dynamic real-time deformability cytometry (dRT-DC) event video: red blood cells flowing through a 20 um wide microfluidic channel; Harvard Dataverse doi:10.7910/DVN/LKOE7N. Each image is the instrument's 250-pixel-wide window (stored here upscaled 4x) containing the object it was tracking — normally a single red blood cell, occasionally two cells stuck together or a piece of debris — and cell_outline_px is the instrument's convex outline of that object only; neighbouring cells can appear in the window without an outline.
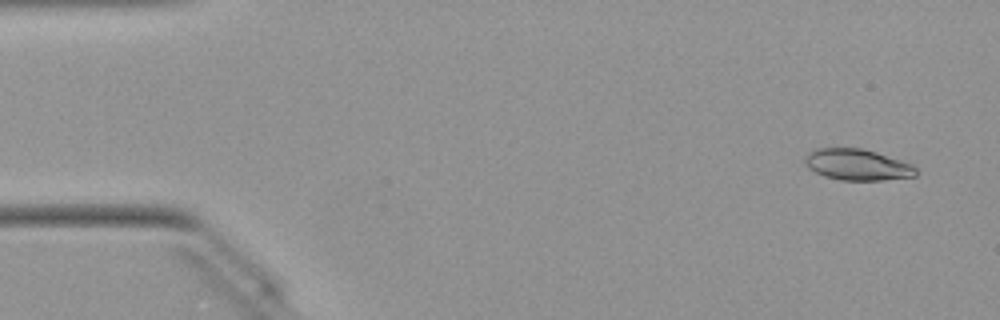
{"species": "Egyptian fruit bat (a non-hibernating species)", "species_latin": "Rousettus aegyptiacus", "temperature_condition": "warm", "stored_images_in_passage": 50, "camera_frame_rate_fps": 3000, "um_per_image_px": 0.085, "animal": {"sex": "female"}, "frame": {"image": 1, "passage_image": 3, "time_ms": 0.667, "image_size_px": [1000, 320], "cell_outline_px": [[916, 176], [884, 180], [840, 180], [824, 176], [808, 168], [804, 164], [804, 160], [808, 152], [816, 148], [860, 148], [876, 152], [912, 164], [916, 168]], "centroid_in_image_um": [72.85, 14.0], "position_along_channel_um": 12.2, "area_um2": 20.17}}
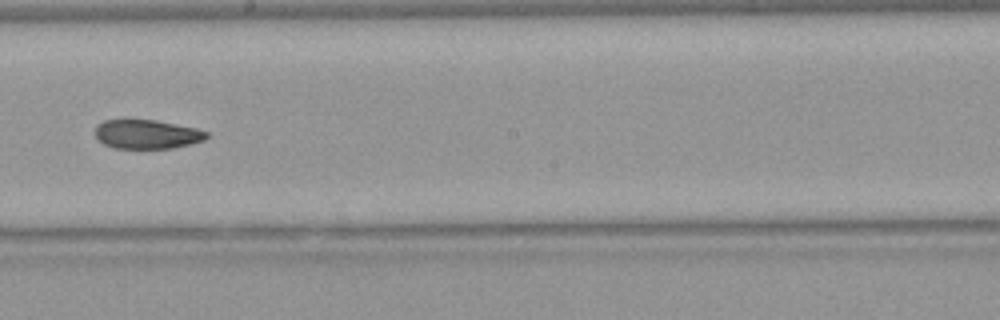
{"frame": {"image": 2, "passage_image": 28, "time_ms": 9.0, "image_size_px": [1000, 320], "cell_outline_px": [[208, 136], [204, 140], [192, 144], [172, 148], [112, 148], [104, 144], [92, 132], [96, 124], [104, 120], [156, 120], [196, 128], [208, 132]], "centroid_in_image_um": [12.46, 11.41], "position_along_channel_um": 235.7, "area_um2": 19.02}}
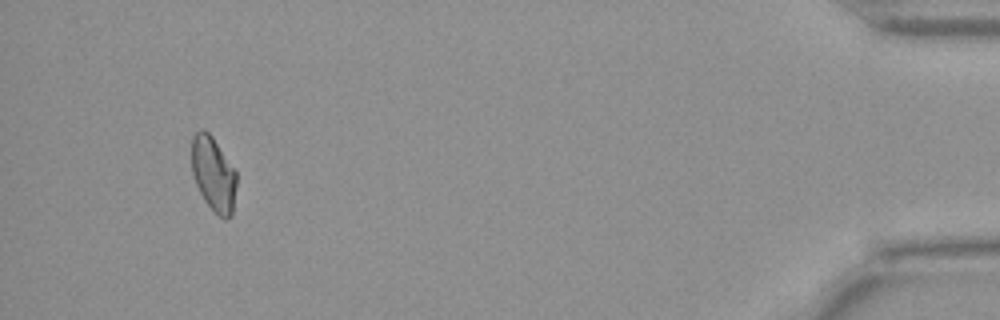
{"frame": {"image": 3, "passage_image": 47, "time_ms": 15.333, "image_size_px": [1000, 320], "cell_outline_px": [[236, 188], [232, 216], [228, 220], [224, 220], [204, 200], [196, 184], [192, 172], [192, 136], [200, 128], [204, 128], [212, 136], [236, 172]], "centroid_in_image_um": [18.14, 14.79], "position_along_channel_um": 417.1, "area_um2": 19.42}, "authors_computed_cell_mechanics": {"area_um2": 20.23, "velocity_mm_per_s": 4.0747, "shape_relaxation_time_tau1_ms": null, "shape_relaxation_time_tau2_ms": 4.7212, "deformation_change_tau1": null, "deformation_change_tau2": 0.1055}}